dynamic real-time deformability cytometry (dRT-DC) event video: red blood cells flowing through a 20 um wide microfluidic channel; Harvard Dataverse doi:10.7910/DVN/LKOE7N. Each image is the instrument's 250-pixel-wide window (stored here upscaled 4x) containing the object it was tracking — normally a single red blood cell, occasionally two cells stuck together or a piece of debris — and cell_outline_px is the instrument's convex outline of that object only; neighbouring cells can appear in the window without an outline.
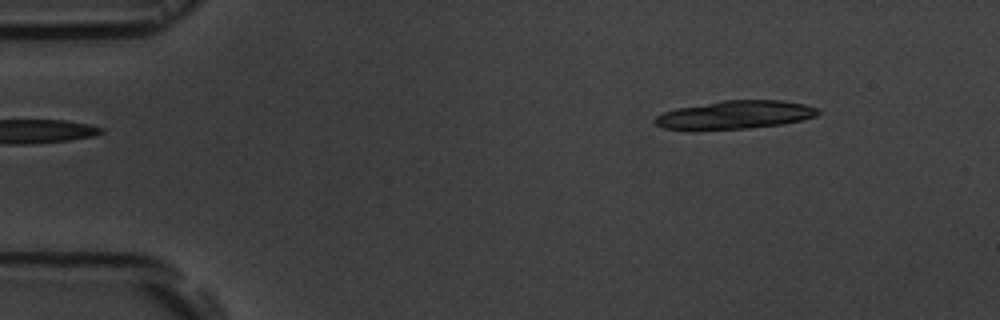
{"species": "common noctule bat (a hibernating species)", "species_latin": "Nyctalus noctula", "temperature_condition": "room temperature", "stored_images_in_passage": 5, "camera_frame_rate_fps": 3000, "um_per_image_px": 0.085, "animal": {"sex": "male", "body_mass_g": 19.5, "forearm_length_mm": 54.6}, "frame": {"image": 1, "passage_image": 1, "time_ms": 0.0, "image_size_px": [1000, 320], "cell_outline_px": [[820, 112], [816, 116], [784, 124], [748, 128], [696, 132], [664, 128], [656, 124], [652, 120], [656, 116], [664, 112], [676, 108], [724, 100], [780, 100], [804, 104], [816, 108]], "centroid_in_image_um": [62.4, 9.79], "position_along_channel_um": 22.6, "area_um2": 27.4}}